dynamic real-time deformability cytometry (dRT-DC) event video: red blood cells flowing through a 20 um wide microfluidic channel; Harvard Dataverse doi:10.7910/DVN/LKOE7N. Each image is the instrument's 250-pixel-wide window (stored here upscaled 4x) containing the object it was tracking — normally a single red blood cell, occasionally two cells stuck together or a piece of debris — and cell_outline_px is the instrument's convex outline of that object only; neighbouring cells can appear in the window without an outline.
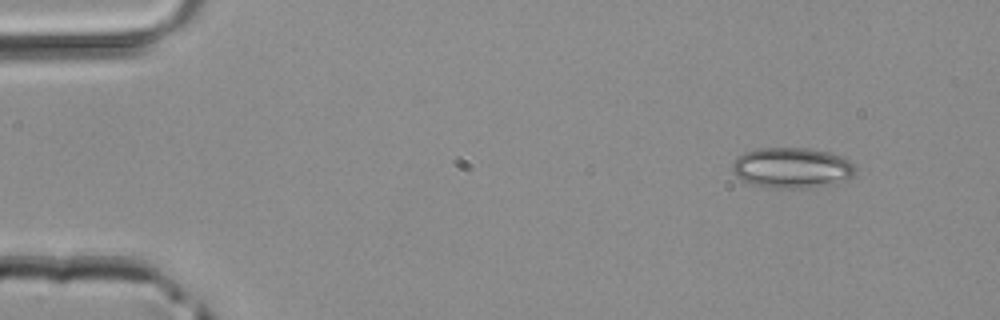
{"species": "common noctule bat (a hibernating species)", "species_latin": "Nyctalus noctula", "temperature_condition": "room temperature", "stored_images_in_passage": 2, "camera_frame_rate_fps": 3000, "um_per_image_px": 0.085, "animal": {"sex": "male", "body_mass_g": 20.4}, "frame": {"image": 1, "passage_image": 1, "time_ms": 0.0, "image_size_px": [1000, 320], "cell_outline_px": [[856, 172], [848, 180], [832, 184], [812, 188], [776, 188], [748, 184], [736, 176], [732, 172], [732, 164], [736, 156], [744, 152], [756, 148], [808, 148], [828, 152], [840, 156], [848, 160], [856, 168]], "centroid_in_image_um": [67.29, 14.27], "position_along_channel_um": 17.7, "area_um2": 29.48}}